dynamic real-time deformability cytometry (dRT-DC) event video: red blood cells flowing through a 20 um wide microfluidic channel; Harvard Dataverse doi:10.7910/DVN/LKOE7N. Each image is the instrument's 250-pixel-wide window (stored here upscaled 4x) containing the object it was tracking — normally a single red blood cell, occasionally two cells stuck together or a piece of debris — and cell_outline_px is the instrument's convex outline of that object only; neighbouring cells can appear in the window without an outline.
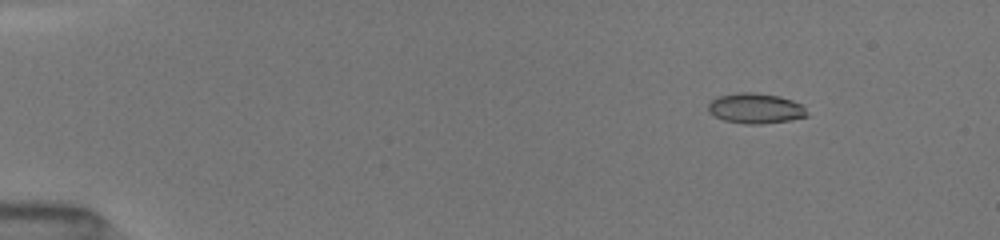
{"species": "common noctule bat (a hibernating species)", "species_latin": "Nyctalus noctula", "temperature_condition": "room temperature", "stored_images_in_passage": 11, "camera_frame_rate_fps": 3000, "um_per_image_px": 0.085, "animal": {"sex": "female", "body_mass_g": 19.5, "forearm_length_mm": 54.1}, "frame": {"image": 1, "passage_image": 1, "time_ms": 0.0, "image_size_px": [1000, 240], "cell_outline_px": [[808, 116], [788, 120], [760, 124], [752, 124], [724, 120], [708, 112], [708, 104], [712, 100], [720, 96], [740, 92], [752, 92], [780, 96], [792, 100], [800, 104], [808, 112]], "centroid_in_image_um": [64.23, 9.2], "position_along_channel_um": 20.8, "area_um2": 17.17}}
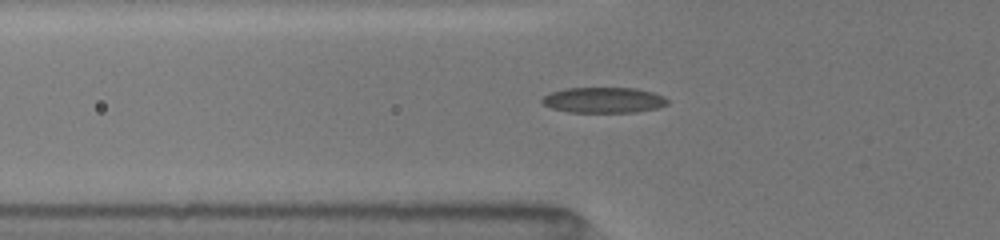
{"frame": {"image": 2, "passage_image": 10, "time_ms": 4.0, "image_size_px": [1000, 240], "cell_outline_px": [[668, 100], [664, 104], [656, 108], [628, 112], [572, 112], [552, 108], [544, 104], [540, 100], [544, 96], [552, 92], [564, 88], [636, 88], [652, 92], [664, 96]], "centroid_in_image_um": [51.27, 8.49], "position_along_channel_um": 74.5, "area_um2": 18.38}}
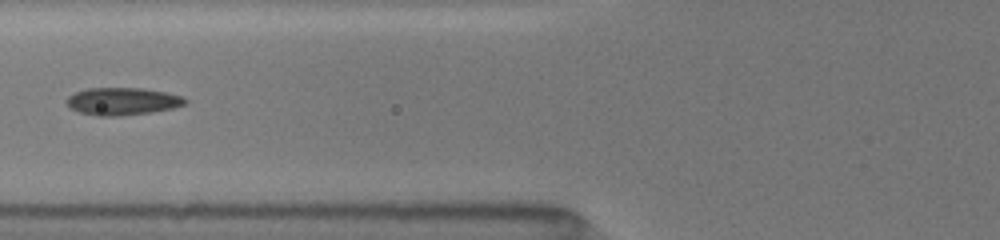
{"frame": {"image": 3, "passage_image": 11, "time_ms": 5.0, "image_size_px": [1000, 240], "cell_outline_px": [[188, 100], [184, 104], [172, 108], [148, 112], [112, 116], [100, 116], [80, 112], [72, 108], [68, 104], [68, 96], [76, 92], [88, 88], [144, 88], [164, 92], [180, 96]], "centroid_in_image_um": [10.4, 8.6], "position_along_channel_um": 115.4, "area_um2": 18.44}}